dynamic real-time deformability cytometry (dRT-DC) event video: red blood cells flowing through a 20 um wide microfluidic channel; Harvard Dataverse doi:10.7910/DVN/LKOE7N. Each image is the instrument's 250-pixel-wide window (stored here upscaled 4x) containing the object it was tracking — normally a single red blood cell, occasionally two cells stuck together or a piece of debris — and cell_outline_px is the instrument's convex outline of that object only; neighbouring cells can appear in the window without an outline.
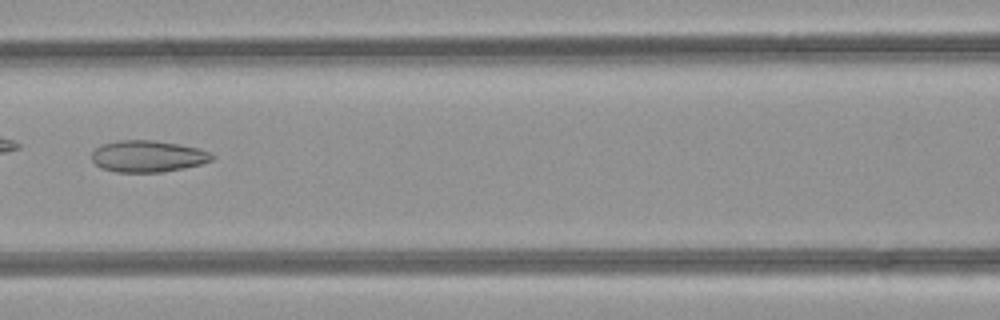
{"species": "common noctule bat (a hibernating species)", "species_latin": "Nyctalus noctula", "temperature_condition": "room temperature", "stored_images_in_passage": 38, "camera_frame_rate_fps": 3000, "um_per_image_px": 0.085, "animal": {"sex": "female", "body_mass_g": 21.9}, "frame": {"image": 1, "passage_image": 12, "time_ms": 3.667, "image_size_px": [1000, 320], "cell_outline_px": [[216, 156], [212, 160], [200, 164], [184, 168], [164, 172], [116, 172], [100, 168], [92, 160], [92, 152], [96, 148], [104, 144], [120, 140], [152, 140], [180, 144], [200, 148]], "centroid_in_image_um": [12.58, 13.29], "position_along_channel_um": 154.0, "area_um2": 22.2}, "authors_computed_cell_mechanics": {"area_um2": 23.6402, "velocity_mm_per_s": 4.2698, "shape_relaxation_time_tau1_ms": null, "shape_relaxation_time_tau2_ms": 3.2516, "deformation_change_tau1": null, "deformation_change_tau2": 0.1096}}